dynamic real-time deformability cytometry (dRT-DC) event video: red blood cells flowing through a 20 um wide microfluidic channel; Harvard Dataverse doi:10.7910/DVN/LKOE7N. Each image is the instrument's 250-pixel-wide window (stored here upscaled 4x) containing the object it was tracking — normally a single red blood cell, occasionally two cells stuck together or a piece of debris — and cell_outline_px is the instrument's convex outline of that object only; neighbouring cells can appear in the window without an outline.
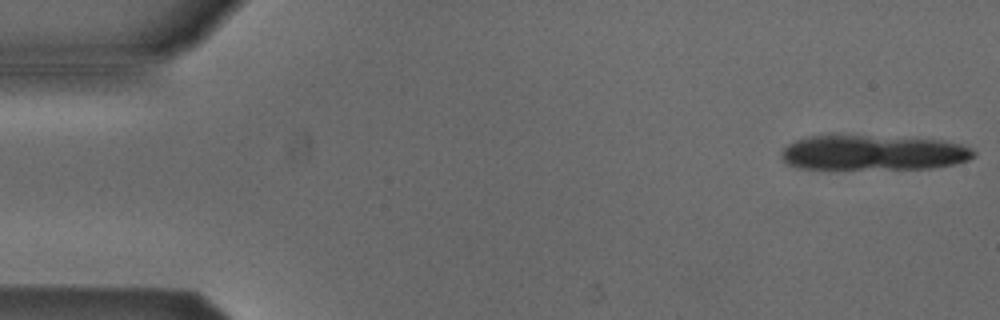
{"species": "Egyptian fruit bat (a non-hibernating species)", "species_latin": "Rousettus aegyptiacus", "temperature_condition": "cold", "stored_images_in_passage": 4, "segment_of_instrument_passage": [1, 2], "camera_frame_rate_fps": 3000, "um_per_image_px": 0.085, "animal": {"sex": "male"}, "frame": {"image": 1, "passage_image": 1, "time_ms": 0.0, "image_size_px": [1000, 320], "cell_outline_px": [[976, 156], [968, 160], [952, 164], [932, 168], [796, 168], [788, 164], [780, 156], [780, 152], [788, 144], [796, 140], [808, 136], [828, 132], [836, 132], [940, 140], [960, 144], [972, 148], [976, 152]], "centroid_in_image_um": [74.15, 12.92], "position_along_channel_um": 10.8, "area_um2": 40.34}}